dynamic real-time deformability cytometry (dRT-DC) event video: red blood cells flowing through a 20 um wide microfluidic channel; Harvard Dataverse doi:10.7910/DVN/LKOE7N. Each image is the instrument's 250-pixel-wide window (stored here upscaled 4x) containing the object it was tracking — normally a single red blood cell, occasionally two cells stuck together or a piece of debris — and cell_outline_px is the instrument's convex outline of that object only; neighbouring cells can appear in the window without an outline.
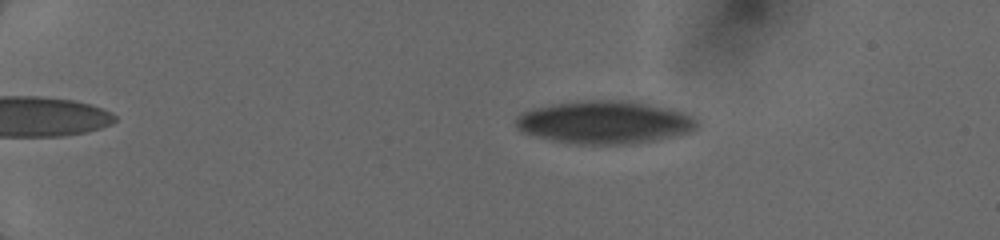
{"species": "human", "species_latin": "Homo sapiens", "temperature_condition": "cold", "stored_images_in_passage": 30, "camera_frame_rate_fps": 3000, "um_per_image_px": 0.085, "donor": {"sex": "female"}, "frame": {"image": 1, "passage_image": 1, "time_ms": 0.0, "image_size_px": [1000, 240], "cell_outline_px": [[696, 128], [692, 132], [680, 136], [656, 140], [624, 144], [580, 144], [552, 140], [520, 132], [516, 128], [516, 116], [524, 112], [536, 108], [556, 104], [596, 100], [628, 100], [648, 104], [680, 112], [696, 120]], "centroid_in_image_um": [51.38, 10.41], "position_along_channel_um": 33.6, "area_um2": 44.68}}
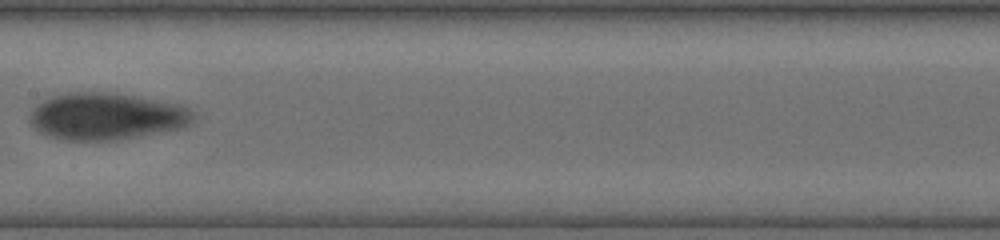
{"frame": {"image": 2, "passage_image": 14, "time_ms": 6.333, "image_size_px": [1000, 240], "cell_outline_px": [[192, 124], [180, 128], [116, 140], [64, 140], [40, 132], [28, 120], [36, 104], [52, 96], [68, 92], [108, 92], [132, 96], [176, 104], [188, 108], [192, 112]], "centroid_in_image_um": [9.0, 9.89], "position_along_channel_um": 198.4, "area_um2": 44.04}}
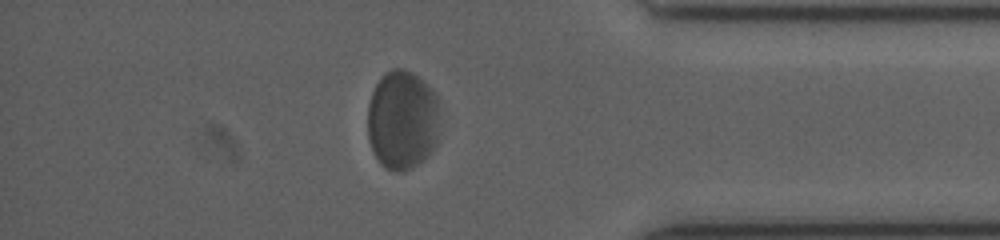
{"frame": {"image": 3, "passage_image": 26, "time_ms": 11.667, "image_size_px": [1000, 240], "cell_outline_px": [[436, 144], [432, 152], [424, 160], [404, 172], [396, 172], [380, 164], [372, 148], [368, 136], [368, 104], [372, 92], [376, 84], [392, 68], [404, 68], [412, 72], [436, 96]], "centroid_in_image_um": [34.16, 10.24], "position_along_channel_um": 401.0, "area_um2": 41.1}}